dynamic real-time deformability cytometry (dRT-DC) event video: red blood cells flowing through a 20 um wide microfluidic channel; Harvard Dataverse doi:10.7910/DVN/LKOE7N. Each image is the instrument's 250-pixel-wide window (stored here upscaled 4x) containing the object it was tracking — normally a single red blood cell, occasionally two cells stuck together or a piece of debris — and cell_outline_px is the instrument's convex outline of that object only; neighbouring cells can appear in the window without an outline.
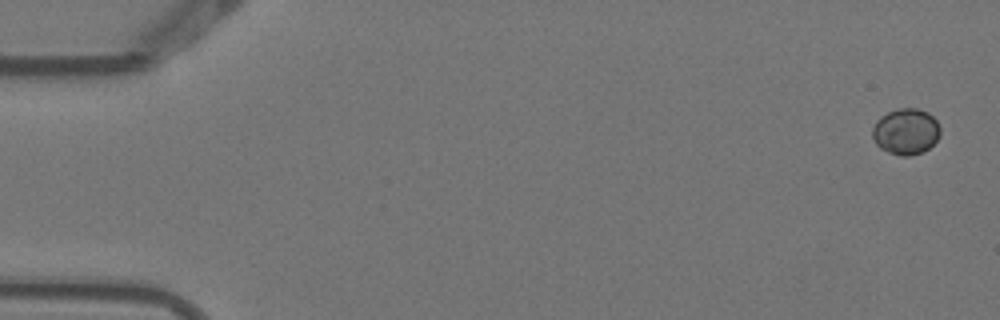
{"species": "Egyptian fruit bat (a non-hibernating species)", "species_latin": "Rousettus aegyptiacus", "temperature_condition": "warm", "stored_images_in_passage": 5, "camera_frame_rate_fps": 3000, "um_per_image_px": 0.085, "animal": {"sex": "female"}, "frame": {"image": 1, "passage_image": 1, "time_ms": 0.0, "image_size_px": [1000, 320], "cell_outline_px": [[940, 136], [928, 148], [920, 152], [908, 156], [900, 156], [888, 152], [880, 148], [876, 144], [872, 136], [872, 128], [876, 120], [880, 116], [888, 112], [900, 108], [916, 108], [928, 112], [936, 120], [940, 128]], "centroid_in_image_um": [76.98, 11.17], "position_along_channel_um": 8.0, "area_um2": 18.21}}